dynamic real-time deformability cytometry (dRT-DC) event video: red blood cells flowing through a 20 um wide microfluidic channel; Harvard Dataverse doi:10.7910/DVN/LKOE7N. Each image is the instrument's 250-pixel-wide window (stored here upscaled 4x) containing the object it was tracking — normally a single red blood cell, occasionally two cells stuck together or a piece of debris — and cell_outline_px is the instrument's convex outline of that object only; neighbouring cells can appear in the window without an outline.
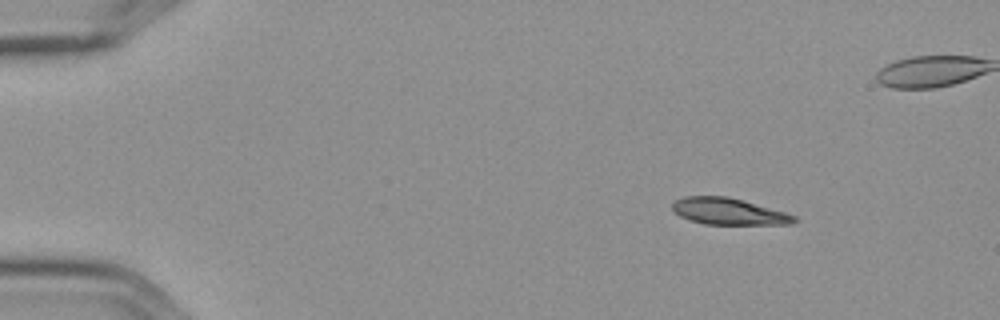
{"species": "Egyptian fruit bat (a non-hibernating species)", "species_latin": "Rousettus aegyptiacus", "temperature_condition": "cold", "stored_images_in_passage": 5, "camera_frame_rate_fps": 3000, "um_per_image_px": 0.085, "frame": {"image": 1, "passage_image": 1, "time_ms": 0.0, "image_size_px": [1000, 320], "cell_outline_px": [[800, 220], [792, 224], [704, 224], [680, 216], [672, 208], [672, 204], [676, 200], [684, 196], [724, 196], [740, 200], [784, 212], [796, 216]], "centroid_in_image_um": [61.94, 17.98], "position_along_channel_um": 23.1, "area_um2": 18.5}}